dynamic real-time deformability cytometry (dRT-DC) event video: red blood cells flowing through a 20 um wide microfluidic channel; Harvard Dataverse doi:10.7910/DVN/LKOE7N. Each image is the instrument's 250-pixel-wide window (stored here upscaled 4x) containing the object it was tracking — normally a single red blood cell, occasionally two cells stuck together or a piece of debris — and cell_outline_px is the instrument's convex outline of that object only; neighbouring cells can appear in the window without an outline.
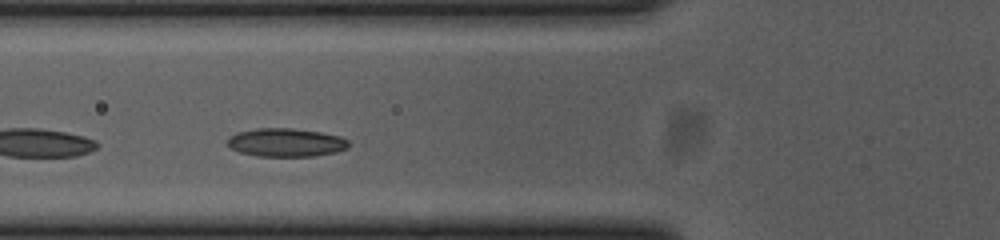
{"species": "common noctule bat (a hibernating species)", "species_latin": "Nyctalus noctula", "temperature_condition": "cold", "stored_images_in_passage": 33, "camera_frame_rate_fps": 3000, "um_per_image_px": 0.085, "animal": {"sex": "female", "body_mass_g": 23.0, "forearm_length_mm": 53.4}, "frame": {"image": 1, "passage_image": 10, "time_ms": 3.0, "image_size_px": [1000, 240], "cell_outline_px": [[348, 148], [336, 152], [312, 156], [256, 156], [240, 152], [232, 148], [228, 144], [228, 140], [236, 132], [256, 128], [292, 128], [320, 132], [340, 136], [348, 140]], "centroid_in_image_um": [24.32, 12.11], "position_along_channel_um": 101.5, "area_um2": 19.94}}
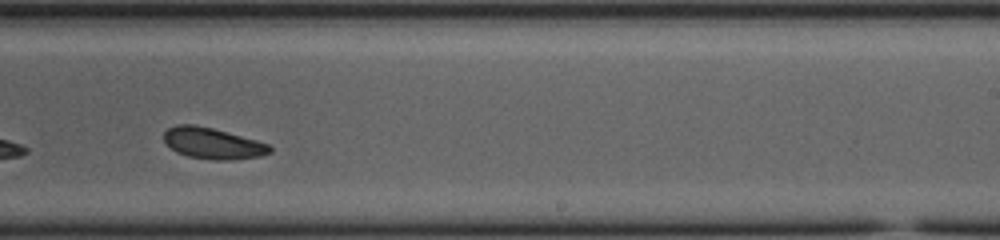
{"frame": {"image": 2, "passage_image": 24, "time_ms": 7.667, "image_size_px": [1000, 240], "cell_outline_px": [[272, 152], [260, 156], [232, 160], [212, 160], [188, 156], [176, 152], [164, 140], [164, 132], [168, 128], [176, 124], [192, 124], [212, 128], [256, 140], [268, 144], [272, 148]], "centroid_in_image_um": [18.08, 12.19], "position_along_channel_um": 270.9, "area_um2": 19.13}, "authors_computed_cell_mechanics": {"area_um2": 19.363, "velocity_mm_per_s": 3.6334, "shape_relaxation_time_tau1_ms": null, "shape_relaxation_time_tau2_ms": 5.4661, "deformation_change_tau1": null, "deformation_change_tau2": 0.1095}}